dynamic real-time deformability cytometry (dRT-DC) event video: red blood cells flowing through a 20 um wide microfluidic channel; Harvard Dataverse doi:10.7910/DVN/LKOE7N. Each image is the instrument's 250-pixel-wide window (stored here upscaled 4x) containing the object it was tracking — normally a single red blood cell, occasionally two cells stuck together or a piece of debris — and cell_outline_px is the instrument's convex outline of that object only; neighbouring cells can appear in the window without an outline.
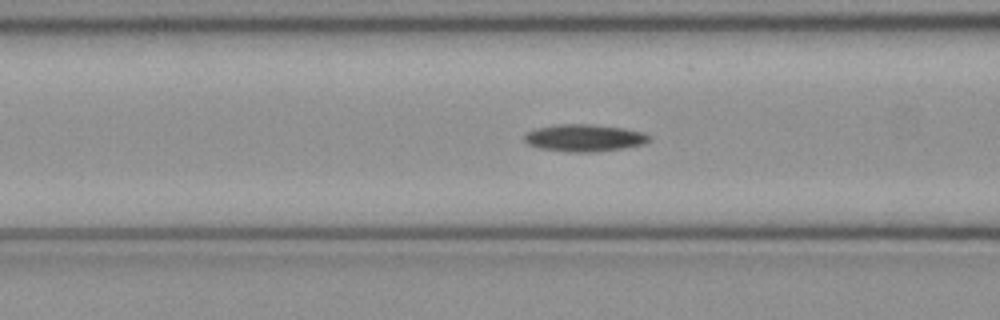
{"species": "common noctule bat (a hibernating species)", "species_latin": "Nyctalus noctula", "temperature_condition": "cold", "stored_images_in_passage": 50, "camera_frame_rate_fps": 3000, "um_per_image_px": 0.085, "animal": {"sex": "female", "body_mass_g": 21.9}, "frame": {"image": 1, "passage_image": 19, "time_ms": 6.0, "image_size_px": [1000, 320], "cell_outline_px": [[648, 140], [644, 144], [624, 148], [596, 152], [568, 152], [540, 148], [528, 144], [524, 140], [524, 136], [528, 132], [536, 128], [560, 124], [592, 124], [624, 128], [644, 132], [648, 136]], "centroid_in_image_um": [49.66, 11.72], "position_along_channel_um": 116.9, "area_um2": 19.71}}
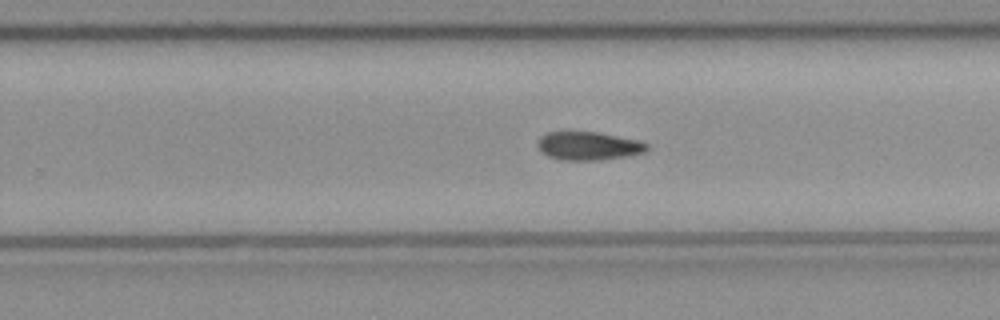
{"frame": {"image": 2, "passage_image": 31, "time_ms": 10.0, "image_size_px": [1000, 320], "cell_outline_px": [[648, 152], [628, 156], [600, 160], [560, 160], [548, 156], [540, 152], [536, 144], [540, 136], [548, 132], [596, 132], [640, 140], [648, 144]], "centroid_in_image_um": [50.03, 12.41], "position_along_channel_um": 279.8, "area_um2": 18.32}}
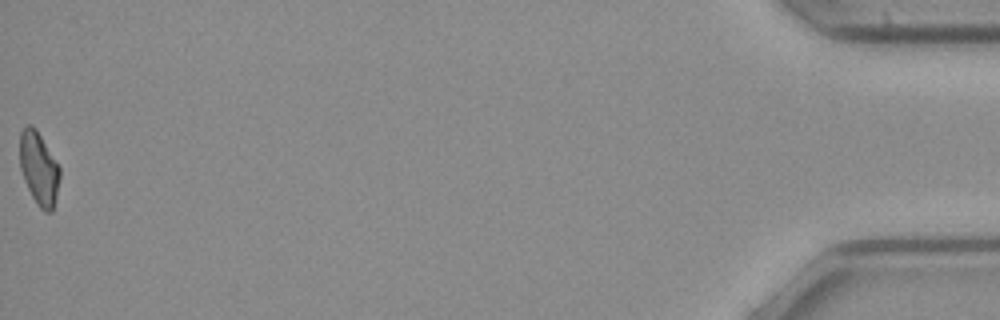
{"frame": {"image": 3, "passage_image": 50, "time_ms": 16.333, "image_size_px": [1000, 320], "cell_outline_px": [[60, 176], [56, 196], [52, 212], [44, 212], [36, 204], [24, 180], [20, 168], [20, 132], [28, 124], [32, 124], [36, 128], [60, 168]], "centroid_in_image_um": [3.3, 14.32], "position_along_channel_um": 431.9, "area_um2": 16.94}}